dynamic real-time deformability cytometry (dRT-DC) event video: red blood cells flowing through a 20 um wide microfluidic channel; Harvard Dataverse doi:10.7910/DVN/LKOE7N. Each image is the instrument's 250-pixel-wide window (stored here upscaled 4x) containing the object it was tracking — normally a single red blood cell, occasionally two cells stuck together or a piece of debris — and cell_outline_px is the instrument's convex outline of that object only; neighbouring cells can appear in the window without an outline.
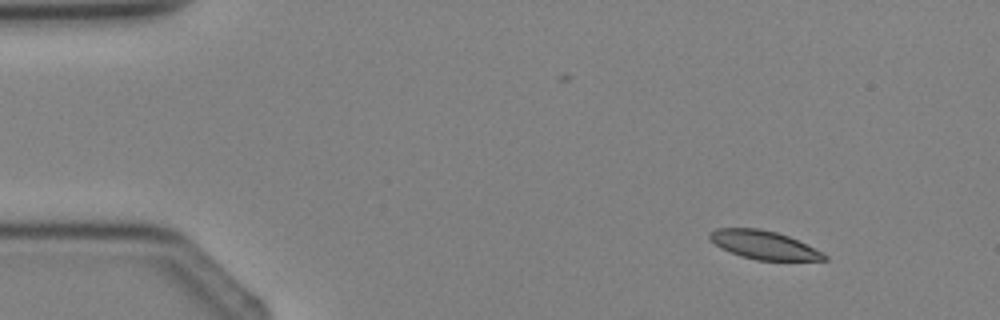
{"species": "Egyptian fruit bat (a non-hibernating species)", "species_latin": "Rousettus aegyptiacus", "temperature_condition": "cold", "stored_images_in_passage": 4, "camera_frame_rate_fps": 3000, "um_per_image_px": 0.085, "animal": {"sex": "female"}, "frame": {"image": 1, "passage_image": 1, "time_ms": 0.0, "image_size_px": [1000, 320], "cell_outline_px": [[828, 260], [756, 260], [740, 256], [720, 248], [708, 236], [708, 232], [716, 228], [760, 228], [776, 232], [788, 236], [824, 252], [828, 256]], "centroid_in_image_um": [64.92, 20.82], "position_along_channel_um": 20.1, "area_um2": 19.02}}
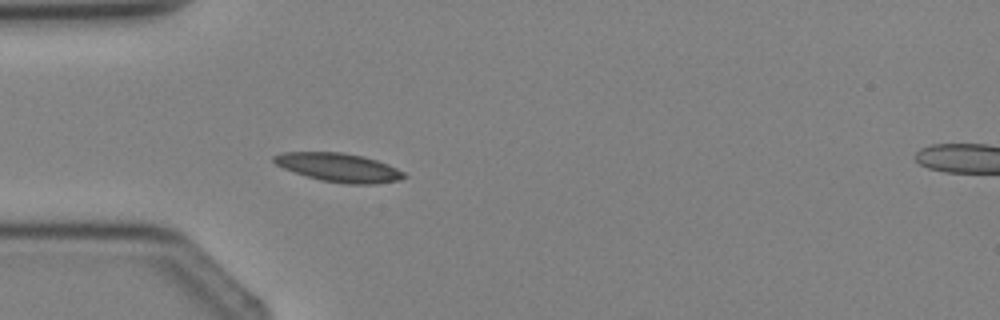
{"frame": {"image": 2, "passage_image": 3, "time_ms": 2.333, "image_size_px": [1000, 320], "cell_outline_px": [[408, 176], [400, 180], [376, 184], [348, 184], [320, 180], [284, 168], [276, 164], [272, 160], [272, 156], [280, 152], [340, 152], [364, 156], [388, 164], [404, 172]], "centroid_in_image_um": [28.82, 14.23], "position_along_channel_um": 56.2, "area_um2": 21.73}}